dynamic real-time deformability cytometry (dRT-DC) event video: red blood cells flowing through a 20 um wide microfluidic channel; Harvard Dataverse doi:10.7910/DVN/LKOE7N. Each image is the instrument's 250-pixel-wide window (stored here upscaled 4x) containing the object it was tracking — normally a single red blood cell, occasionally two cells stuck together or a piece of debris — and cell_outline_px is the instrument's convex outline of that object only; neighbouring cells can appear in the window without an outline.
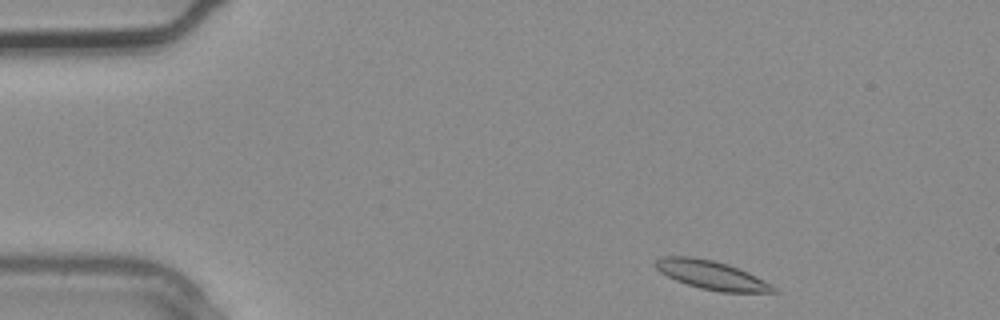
{"species": "common noctule bat (a hibernating species)", "species_latin": "Nyctalus noctula", "temperature_condition": "warm", "stored_images_in_passage": 2, "camera_frame_rate_fps": 3000, "um_per_image_px": 0.085, "animal": {"sex": "male", "body_mass_g": 20.4}, "frame": {"image": 1, "passage_image": 1, "time_ms": 0.0, "image_size_px": [1000, 320], "cell_outline_px": [[780, 292], [720, 292], [700, 288], [676, 280], [660, 272], [652, 264], [660, 256], [692, 256], [712, 260], [728, 264], [748, 272], [772, 284]], "centroid_in_image_um": [60.47, 23.37], "position_along_channel_um": 24.5, "area_um2": 19.77}}